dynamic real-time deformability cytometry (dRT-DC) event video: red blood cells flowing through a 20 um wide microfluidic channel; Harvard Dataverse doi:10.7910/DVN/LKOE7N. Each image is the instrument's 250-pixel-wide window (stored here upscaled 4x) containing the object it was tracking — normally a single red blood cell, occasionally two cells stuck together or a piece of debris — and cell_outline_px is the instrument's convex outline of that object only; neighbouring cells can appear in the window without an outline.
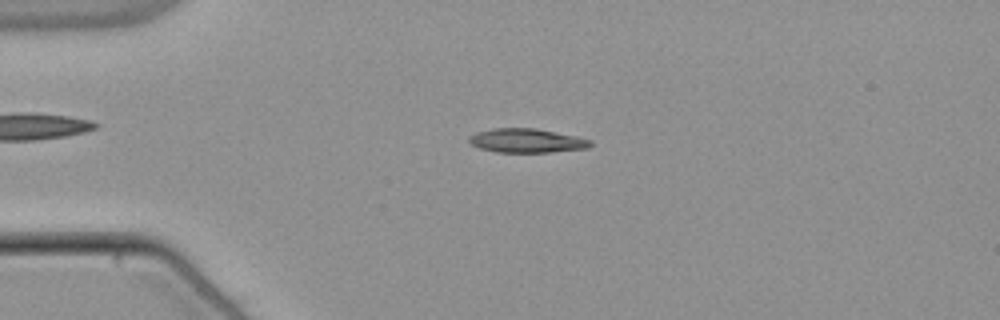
{"species": "common noctule bat (a hibernating species)", "species_latin": "Nyctalus noctula", "temperature_condition": "warm", "stored_images_in_passage": 54, "camera_frame_rate_fps": 3000, "um_per_image_px": 0.085, "animal": {"sex": "male", "body_mass_g": 21.5, "forearm_length_mm": 52.0}, "frame": {"image": 1, "passage_image": 13, "time_ms": 4.0, "image_size_px": [1000, 320], "cell_outline_px": [[592, 144], [588, 148], [552, 152], [496, 152], [480, 148], [472, 144], [468, 140], [468, 136], [476, 132], [492, 128], [536, 128], [576, 136], [592, 140]], "centroid_in_image_um": [44.77, 11.95], "position_along_channel_um": 40.2, "area_um2": 17.05}}
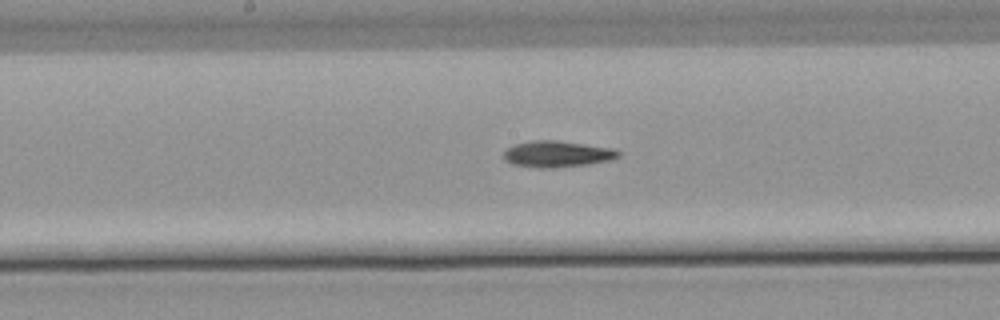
{"frame": {"image": 2, "passage_image": 28, "time_ms": 9.0, "image_size_px": [1000, 320], "cell_outline_px": [[620, 156], [608, 160], [588, 164], [548, 168], [536, 168], [512, 164], [504, 160], [504, 152], [508, 148], [516, 144], [532, 140], [556, 140], [608, 148], [620, 152]], "centroid_in_image_um": [47.29, 13.1], "position_along_channel_um": 200.9, "area_um2": 17.22}}
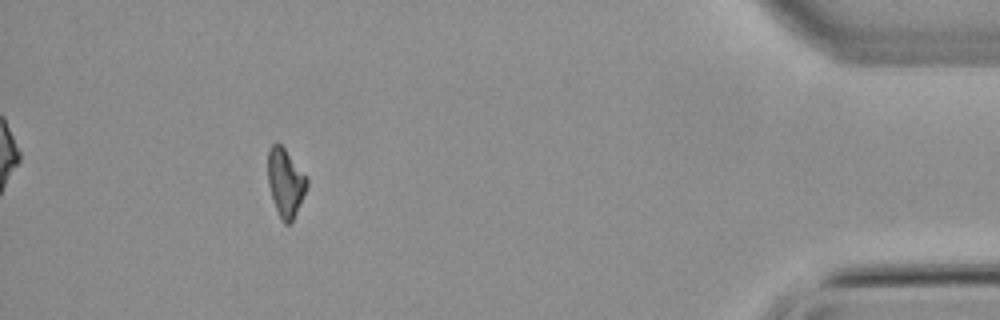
{"frame": {"image": 3, "passage_image": 49, "time_ms": 16.0, "image_size_px": [1000, 320], "cell_outline_px": [[308, 184], [300, 204], [292, 220], [288, 224], [284, 224], [280, 220], [272, 200], [268, 184], [268, 148], [272, 144], [280, 144], [284, 148], [308, 176]], "centroid_in_image_um": [24.26, 15.52], "position_along_channel_um": 410.9, "area_um2": 15.61}, "authors_computed_cell_mechanics": {"area_um2": 16.5019, "velocity_mm_per_s": 3.8256, "shape_relaxation_time_tau1_ms": 9.6412, "shape_relaxation_time_tau2_ms": null, "deformation_change_tau1": 0.2401, "deformation_change_tau2": null}}